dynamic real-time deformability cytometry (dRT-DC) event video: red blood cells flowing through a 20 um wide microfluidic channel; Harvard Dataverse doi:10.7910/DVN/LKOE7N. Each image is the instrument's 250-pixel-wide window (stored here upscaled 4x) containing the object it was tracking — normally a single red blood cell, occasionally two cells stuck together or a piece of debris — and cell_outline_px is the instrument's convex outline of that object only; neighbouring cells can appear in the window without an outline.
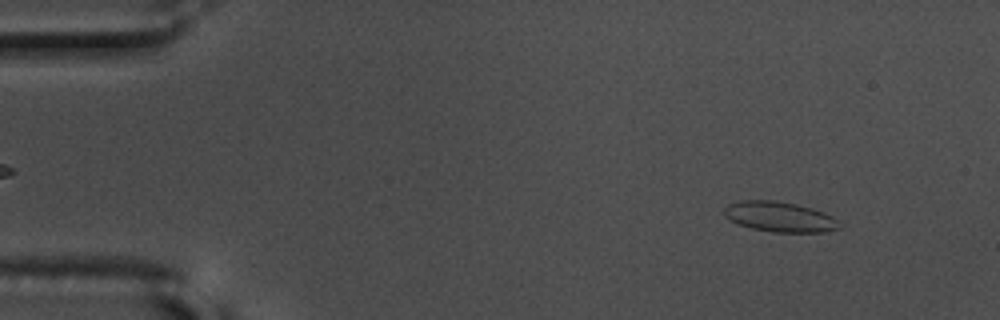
{"species": "common noctule bat (a hibernating species)", "species_latin": "Nyctalus noctula", "temperature_condition": "warm", "stored_images_in_passage": 56, "camera_frame_rate_fps": 3000, "um_per_image_px": 0.085, "animal": {"sex": "male", "body_mass_g": 17.5, "forearm_length_mm": 52.3}, "frame": {"image": 1, "passage_image": 6, "time_ms": 1.667, "image_size_px": [1000, 320], "cell_outline_px": [[840, 228], [824, 232], [772, 232], [752, 228], [736, 224], [728, 220], [724, 216], [724, 208], [728, 204], [740, 200], [776, 200], [796, 204], [812, 208], [824, 212], [832, 216], [836, 220]], "centroid_in_image_um": [66.21, 18.42], "position_along_channel_um": 18.8, "area_um2": 20.4}}
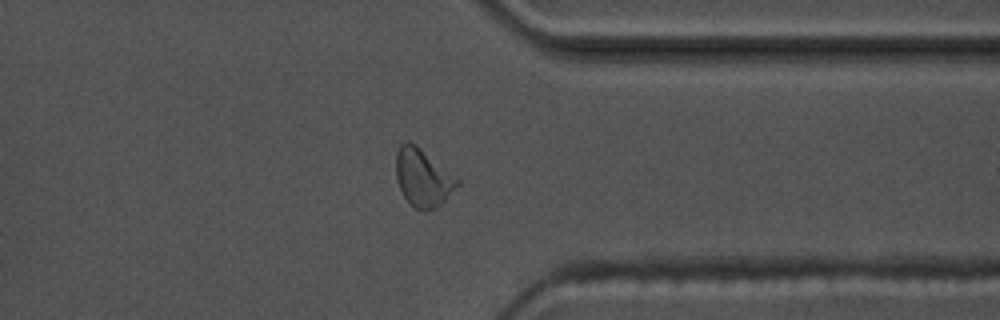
{"frame": {"image": 2, "passage_image": 44, "time_ms": 14.333, "image_size_px": [1000, 320], "cell_outline_px": [[460, 184], [440, 204], [424, 212], [420, 212], [404, 196], [400, 188], [396, 176], [396, 152], [400, 144], [404, 140], [408, 140], [416, 144], [460, 180]], "centroid_in_image_um": [35.93, 15.07], "position_along_channel_um": 375.5, "area_um2": 20.46}}
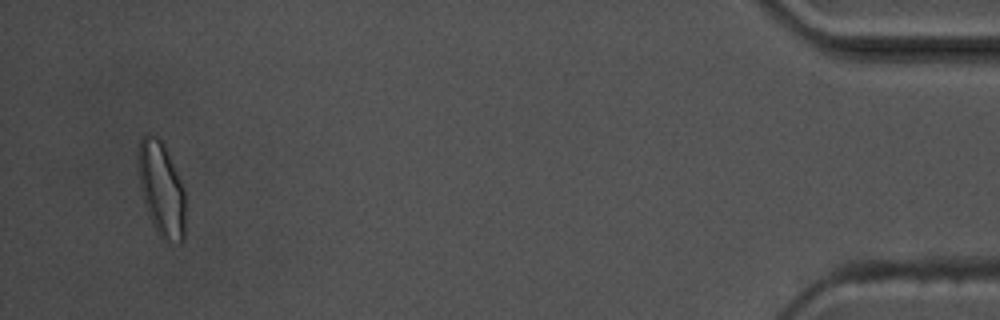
{"frame": {"image": 3, "passage_image": 54, "time_ms": 17.667, "image_size_px": [1000, 320], "cell_outline_px": [[184, 240], [180, 244], [164, 240], [156, 232], [152, 224], [144, 204], [140, 188], [140, 140], [148, 132], [164, 140], [184, 188]], "centroid_in_image_um": [13.75, 16.09], "position_along_channel_um": 421.4, "area_um2": 25.95}, "authors_computed_cell_mechanics": {"area_um2": 19.5364, "velocity_mm_per_s": 3.6331, "shape_relaxation_time_tau1_ms": 10.5744, "shape_relaxation_time_tau2_ms": 1.1451, "deformation_change_tau1": 0.213, "deformation_change_tau2": 0.0634}}